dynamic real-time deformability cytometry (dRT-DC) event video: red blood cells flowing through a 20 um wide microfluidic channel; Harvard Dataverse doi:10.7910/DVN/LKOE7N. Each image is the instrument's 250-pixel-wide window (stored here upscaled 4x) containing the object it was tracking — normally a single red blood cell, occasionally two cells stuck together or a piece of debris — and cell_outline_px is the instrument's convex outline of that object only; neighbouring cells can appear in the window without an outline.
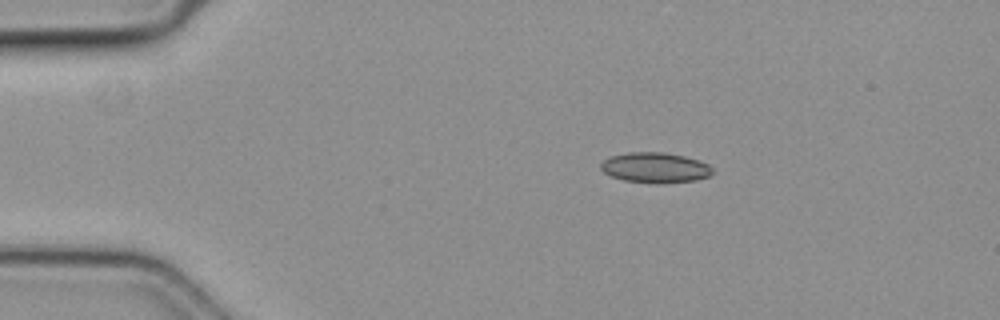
{"species": "common noctule bat (a hibernating species)", "species_latin": "Nyctalus noctula", "temperature_condition": "cold", "stored_images_in_passage": 55, "camera_frame_rate_fps": 3000, "um_per_image_px": 0.085, "animal": {"sex": "female", "body_mass_g": 19.3, "forearm_length_mm": 54.1}, "frame": {"image": 1, "passage_image": 10, "time_ms": 3.0, "image_size_px": [1000, 320], "cell_outline_px": [[716, 172], [712, 176], [696, 180], [624, 180], [612, 176], [604, 172], [600, 168], [600, 164], [604, 160], [612, 156], [628, 152], [664, 152], [684, 156], [708, 164]], "centroid_in_image_um": [55.71, 14.19], "position_along_channel_um": 29.3, "area_um2": 18.79}}
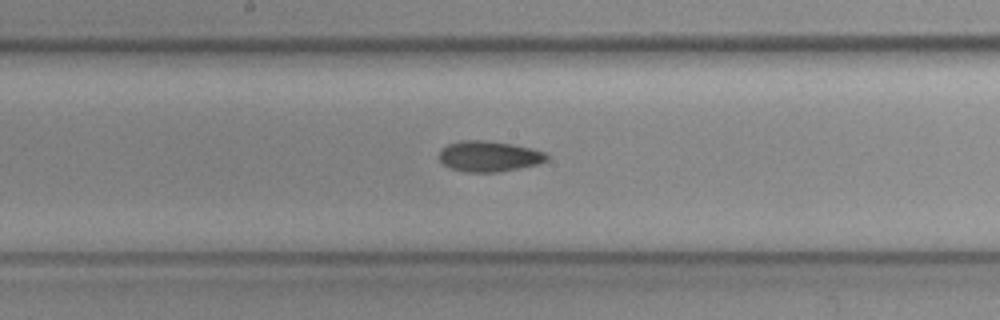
{"frame": {"image": 2, "passage_image": 29, "time_ms": 9.333, "image_size_px": [1000, 320], "cell_outline_px": [[548, 160], [540, 164], [496, 172], [468, 172], [452, 168], [444, 164], [440, 160], [440, 148], [448, 144], [460, 140], [484, 140], [512, 144], [532, 148], [544, 152], [548, 156]], "centroid_in_image_um": [41.58, 13.27], "position_along_channel_um": 206.6, "area_um2": 19.19}}
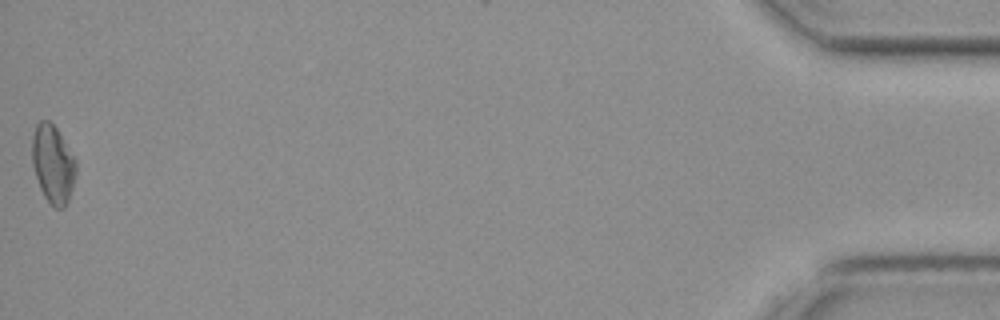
{"frame": {"image": 3, "passage_image": 55, "time_ms": 18.0, "image_size_px": [1000, 320], "cell_outline_px": [[76, 172], [68, 204], [64, 208], [56, 208], [44, 196], [40, 188], [32, 164], [32, 136], [36, 124], [40, 120], [48, 120], [56, 128], [76, 160]], "centroid_in_image_um": [4.5, 13.94], "position_along_channel_um": 430.7, "area_um2": 19.88}}